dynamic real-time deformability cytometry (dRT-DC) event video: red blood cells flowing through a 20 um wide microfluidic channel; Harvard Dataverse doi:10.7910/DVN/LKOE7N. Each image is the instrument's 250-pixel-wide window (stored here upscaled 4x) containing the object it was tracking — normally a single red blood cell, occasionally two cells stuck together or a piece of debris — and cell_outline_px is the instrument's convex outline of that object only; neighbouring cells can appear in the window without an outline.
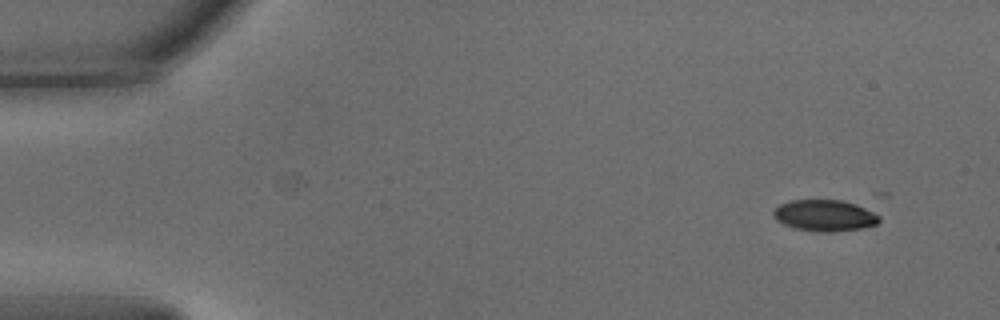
{"species": "common noctule bat (a hibernating species)", "species_latin": "Nyctalus noctula", "temperature_condition": "warm", "stored_images_in_passage": 36, "camera_frame_rate_fps": 3000, "um_per_image_px": 0.085, "animal": {"sex": "male", "body_mass_g": 15.6}, "frame": {"image": 1, "passage_image": 1, "time_ms": 0.0, "image_size_px": [1000, 320], "cell_outline_px": [[880, 220], [876, 224], [860, 228], [832, 232], [824, 232], [796, 228], [784, 224], [776, 220], [772, 216], [772, 212], [780, 204], [792, 200], [840, 200], [856, 204], [880, 216]], "centroid_in_image_um": [70.07, 18.31], "position_along_channel_um": 14.9, "area_um2": 19.07}}
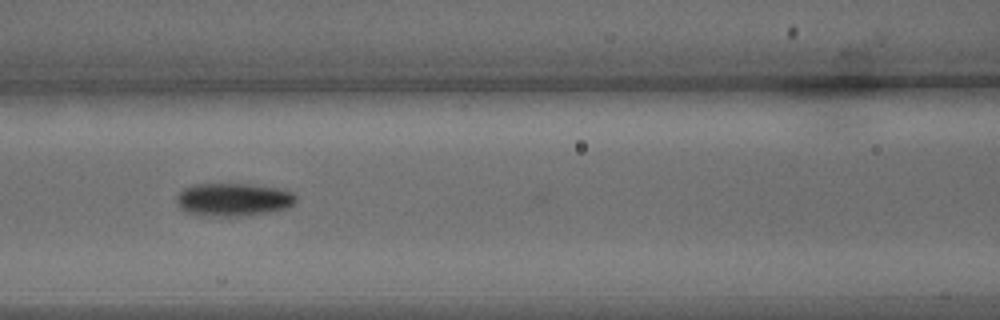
{"frame": {"image": 2, "passage_image": 20, "time_ms": 6.333, "image_size_px": [1000, 320], "cell_outline_px": [[296, 200], [288, 208], [268, 212], [240, 216], [200, 216], [188, 212], [180, 208], [176, 200], [176, 196], [184, 188], [196, 184], [248, 184], [280, 188], [292, 192], [296, 196]], "centroid_in_image_um": [19.82, 16.96], "position_along_channel_um": 146.8, "area_um2": 23.0}}
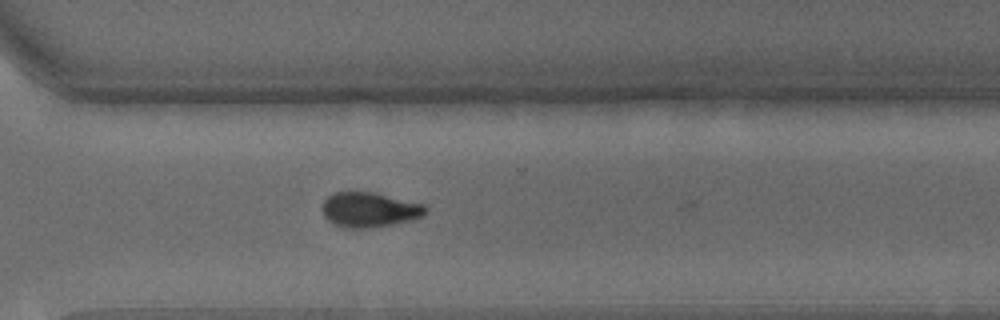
{"frame": {"image": 3, "passage_image": 35, "time_ms": 11.333, "image_size_px": [1000, 320], "cell_outline_px": [[428, 208], [420, 216], [408, 220], [392, 224], [372, 228], [344, 228], [332, 224], [324, 216], [324, 200], [328, 196], [336, 192], [376, 192], [424, 204]], "centroid_in_image_um": [31.38, 17.82], "position_along_channel_um": 339.2, "area_um2": 20.87}}